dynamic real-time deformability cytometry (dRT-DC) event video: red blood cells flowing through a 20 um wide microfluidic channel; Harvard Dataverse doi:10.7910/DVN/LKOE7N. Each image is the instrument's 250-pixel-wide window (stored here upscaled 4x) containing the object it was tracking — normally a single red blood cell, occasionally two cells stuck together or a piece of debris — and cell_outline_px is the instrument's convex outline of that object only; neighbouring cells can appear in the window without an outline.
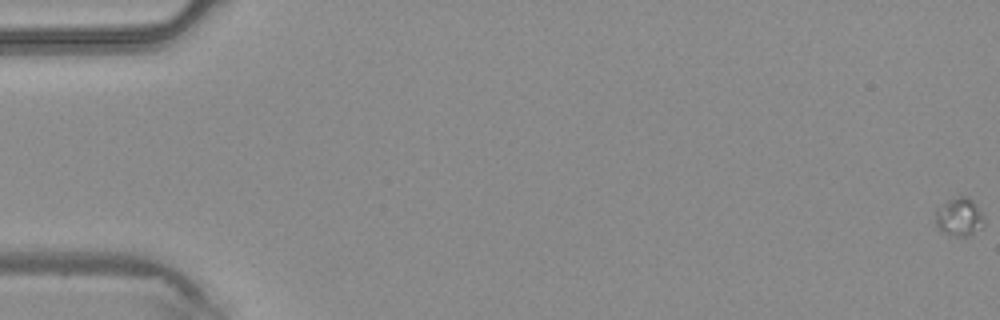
{"species": "common noctule bat (a hibernating species)", "species_latin": "Nyctalus noctula", "temperature_condition": "warm", "stored_images_in_passage": 48, "camera_frame_rate_fps": 3000, "um_per_image_px": 0.085, "animal": {"sex": "male", "body_mass_g": 20.4}, "frame": {"image": 1, "passage_image": 1, "time_ms": 0.0, "image_size_px": [1000, 320], "cell_outline_px": [[984, 224], [980, 228], [968, 236], [960, 236], [944, 232], [936, 224], [936, 212], [948, 200], [960, 196], [968, 196], [972, 200], [984, 216]], "centroid_in_image_um": [81.58, 18.43], "position_along_channel_um": 3.4, "area_um2": 10.4}}